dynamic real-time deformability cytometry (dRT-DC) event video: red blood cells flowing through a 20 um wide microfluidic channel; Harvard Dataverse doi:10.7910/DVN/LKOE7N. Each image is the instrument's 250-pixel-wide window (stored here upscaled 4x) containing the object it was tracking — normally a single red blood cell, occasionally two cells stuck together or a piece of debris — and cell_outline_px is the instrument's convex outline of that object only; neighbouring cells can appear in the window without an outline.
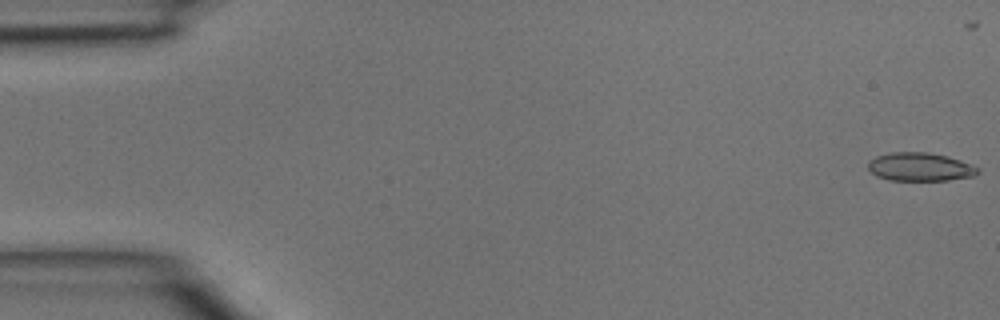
{"species": "common noctule bat (a hibernating species)", "species_latin": "Nyctalus noctula", "temperature_condition": "room temperature", "stored_images_in_passage": 5, "camera_frame_rate_fps": 3000, "um_per_image_px": 0.085, "animal": {"sex": "male", "body_mass_g": 15.6}, "frame": {"image": 1, "passage_image": 1, "time_ms": 0.0, "image_size_px": [1000, 320], "cell_outline_px": [[980, 172], [976, 176], [948, 180], [888, 180], [876, 176], [868, 168], [868, 160], [876, 156], [888, 152], [928, 152], [948, 156], [972, 164], [980, 168]], "centroid_in_image_um": [78.22, 14.18], "position_along_channel_um": 6.8, "area_um2": 18.44}}
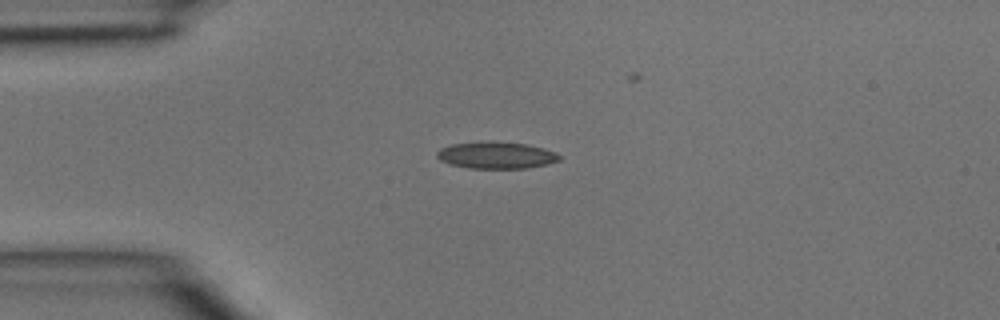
{"frame": {"image": 2, "passage_image": 4, "time_ms": 1.0, "image_size_px": [1000, 320], "cell_outline_px": [[560, 160], [548, 164], [528, 168], [468, 168], [448, 164], [440, 160], [436, 156], [436, 152], [440, 148], [452, 144], [488, 140], [528, 144], [544, 148], [556, 152], [560, 156]], "centroid_in_image_um": [42.17, 13.18], "position_along_channel_um": 42.8, "area_um2": 19.48}}